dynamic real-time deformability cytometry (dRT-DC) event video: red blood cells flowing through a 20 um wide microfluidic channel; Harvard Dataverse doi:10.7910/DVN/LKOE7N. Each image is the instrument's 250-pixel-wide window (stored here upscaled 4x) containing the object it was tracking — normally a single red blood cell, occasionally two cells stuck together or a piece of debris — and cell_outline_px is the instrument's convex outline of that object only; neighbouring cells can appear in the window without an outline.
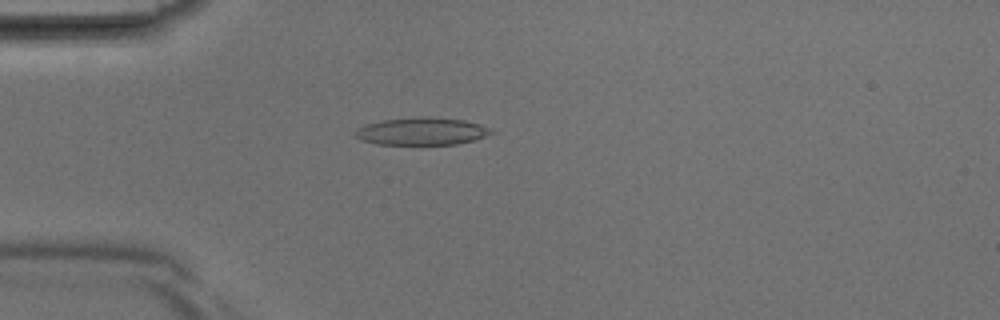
{"species": "Egyptian fruit bat (a non-hibernating species)", "species_latin": "Rousettus aegyptiacus", "temperature_condition": "room temperature", "stored_images_in_passage": 31, "camera_frame_rate_fps": 3000, "um_per_image_px": 0.085, "animal": {"sex": "male"}, "frame": {"image": 1, "passage_image": 1, "time_ms": 0.0, "image_size_px": [1000, 320], "cell_outline_px": [[496, 132], [476, 140], [456, 144], [376, 144], [360, 140], [356, 136], [356, 128], [364, 124], [384, 120], [424, 116], [464, 120], [480, 124]], "centroid_in_image_um": [35.85, 11.16], "position_along_channel_um": 49.1, "area_um2": 21.79}}
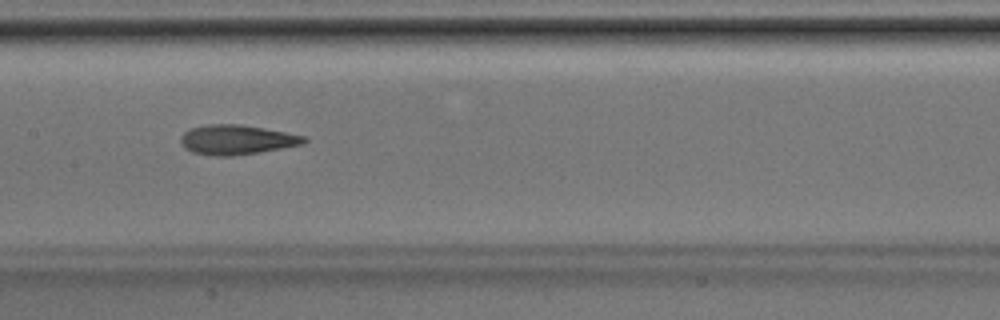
{"frame": {"image": 2, "passage_image": 10, "time_ms": 3.0, "image_size_px": [1000, 320], "cell_outline_px": [[308, 140], [304, 144], [232, 156], [212, 156], [192, 152], [184, 148], [180, 144], [180, 136], [184, 132], [192, 128], [208, 124], [240, 124], [264, 128], [304, 136]], "centroid_in_image_um": [20.07, 11.87], "position_along_channel_um": 187.3, "area_um2": 21.21}}
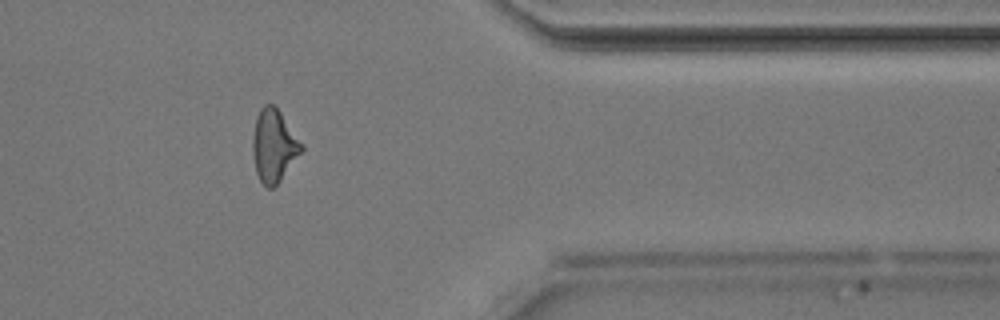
{"frame": {"image": 3, "passage_image": 23, "time_ms": 7.333, "image_size_px": [1000, 320], "cell_outline_px": [[304, 148], [280, 180], [272, 188], [268, 188], [260, 180], [256, 172], [252, 152], [252, 140], [256, 116], [260, 108], [264, 104], [272, 104], [280, 112], [304, 144]], "centroid_in_image_um": [23.27, 12.36], "position_along_channel_um": 388.1, "area_um2": 20.46}}